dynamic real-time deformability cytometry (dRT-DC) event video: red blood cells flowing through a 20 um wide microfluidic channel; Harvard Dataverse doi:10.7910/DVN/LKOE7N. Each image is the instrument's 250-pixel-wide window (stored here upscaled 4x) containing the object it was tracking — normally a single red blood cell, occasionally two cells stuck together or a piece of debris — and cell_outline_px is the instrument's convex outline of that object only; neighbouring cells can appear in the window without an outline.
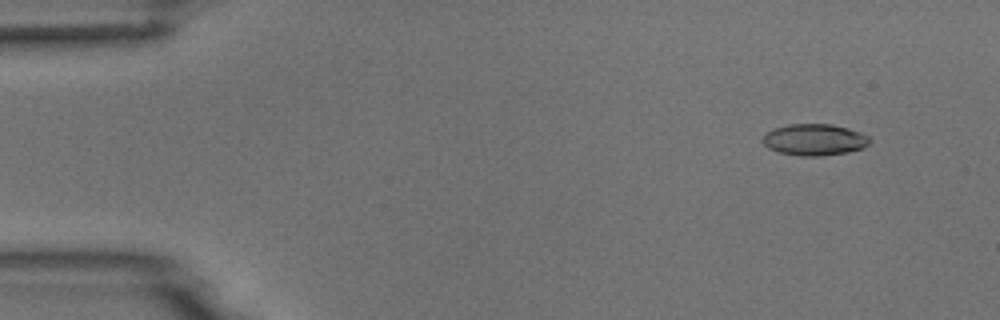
{"species": "common noctule bat (a hibernating species)", "species_latin": "Nyctalus noctula", "temperature_condition": "room temperature", "stored_images_in_passage": 4, "camera_frame_rate_fps": 3000, "um_per_image_px": 0.085, "animal": {"sex": "male", "body_mass_g": 18.8}, "frame": {"image": 1, "passage_image": 2, "time_ms": 1.333, "image_size_px": [1000, 320], "cell_outline_px": [[872, 140], [868, 144], [860, 148], [848, 152], [820, 156], [800, 156], [780, 152], [768, 148], [764, 144], [764, 136], [768, 132], [776, 128], [788, 124], [832, 124], [848, 128], [860, 132], [868, 136]], "centroid_in_image_um": [69.26, 11.87], "position_along_channel_um": 15.7, "area_um2": 19.42}}
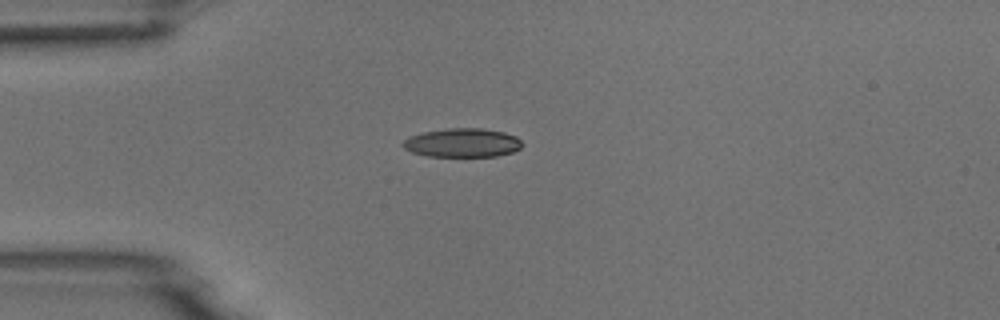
{"frame": {"image": 2, "passage_image": 4, "time_ms": 4.333, "image_size_px": [1000, 320], "cell_outline_px": [[524, 144], [520, 148], [512, 152], [496, 156], [428, 156], [412, 152], [404, 148], [400, 144], [408, 136], [424, 132], [448, 128], [484, 128], [504, 132], [516, 136]], "centroid_in_image_um": [39.3, 12.13], "position_along_channel_um": 45.7, "area_um2": 20.11}}